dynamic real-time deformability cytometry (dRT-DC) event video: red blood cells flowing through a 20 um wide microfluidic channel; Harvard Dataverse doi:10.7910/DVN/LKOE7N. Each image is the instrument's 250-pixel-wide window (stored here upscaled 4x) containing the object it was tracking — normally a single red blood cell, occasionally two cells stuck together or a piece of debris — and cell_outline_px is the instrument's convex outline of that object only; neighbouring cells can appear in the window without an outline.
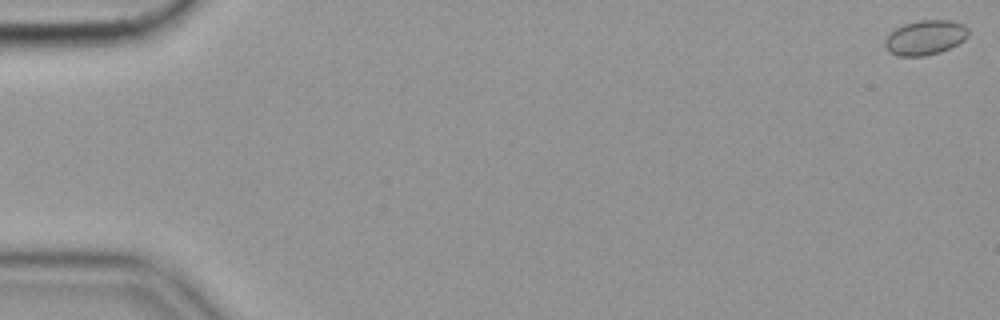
{"species": "common noctule bat (a hibernating species)", "species_latin": "Nyctalus noctula", "temperature_condition": "cold", "stored_images_in_passage": 58, "camera_frame_rate_fps": 3000, "um_per_image_px": 0.085, "animal": {"sex": "female", "body_mass_g": 19.9}, "frame": {"image": 1, "passage_image": 1, "time_ms": 0.0, "image_size_px": [1000, 320], "cell_outline_px": [[968, 36], [964, 40], [940, 52], [924, 56], [896, 56], [888, 52], [884, 44], [884, 40], [896, 28], [904, 24], [920, 20], [948, 20], [964, 24], [968, 28]], "centroid_in_image_um": [78.63, 3.2], "position_along_channel_um": 6.4, "area_um2": 16.82}}
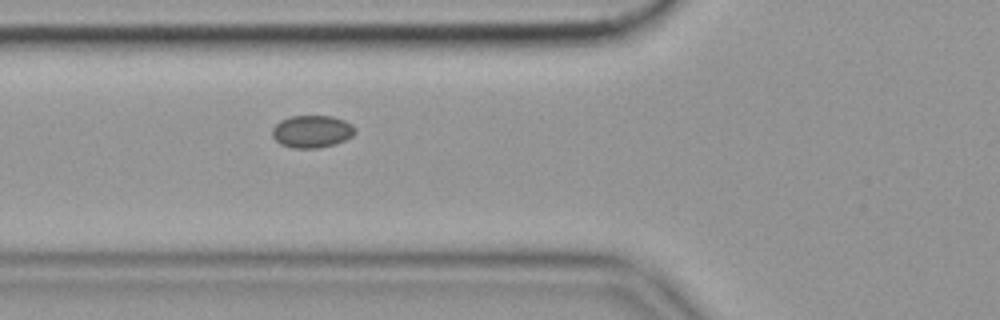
{"frame": {"image": 2, "passage_image": 22, "time_ms": 7.0, "image_size_px": [1000, 320], "cell_outline_px": [[356, 132], [352, 136], [344, 140], [332, 144], [316, 148], [292, 148], [280, 144], [272, 136], [272, 128], [280, 120], [292, 116], [332, 116], [344, 120], [352, 124], [356, 128]], "centroid_in_image_um": [26.51, 11.17], "position_along_channel_um": 99.3, "area_um2": 15.61}}
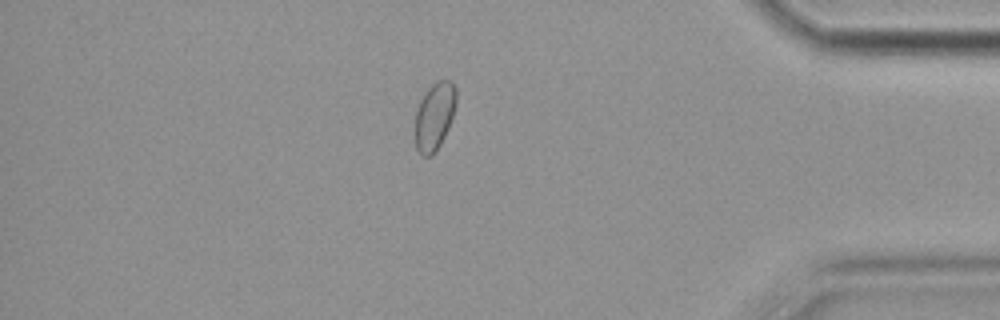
{"frame": {"image": 3, "passage_image": 50, "time_ms": 16.333, "image_size_px": [1000, 320], "cell_outline_px": [[456, 104], [448, 128], [440, 144], [432, 156], [424, 156], [416, 148], [416, 112], [420, 100], [428, 88], [436, 80], [452, 80], [456, 88]], "centroid_in_image_um": [36.95, 9.84], "position_along_channel_um": 398.3, "area_um2": 16.01}, "authors_computed_cell_mechanics": {"area_um2": 15.7216, "velocity_mm_per_s": 3.537, "shape_relaxation_time_tau1_ms": null, "shape_relaxation_time_tau2_ms": 10.1644, "deformation_change_tau1": null, "deformation_change_tau2": 0.0747}}